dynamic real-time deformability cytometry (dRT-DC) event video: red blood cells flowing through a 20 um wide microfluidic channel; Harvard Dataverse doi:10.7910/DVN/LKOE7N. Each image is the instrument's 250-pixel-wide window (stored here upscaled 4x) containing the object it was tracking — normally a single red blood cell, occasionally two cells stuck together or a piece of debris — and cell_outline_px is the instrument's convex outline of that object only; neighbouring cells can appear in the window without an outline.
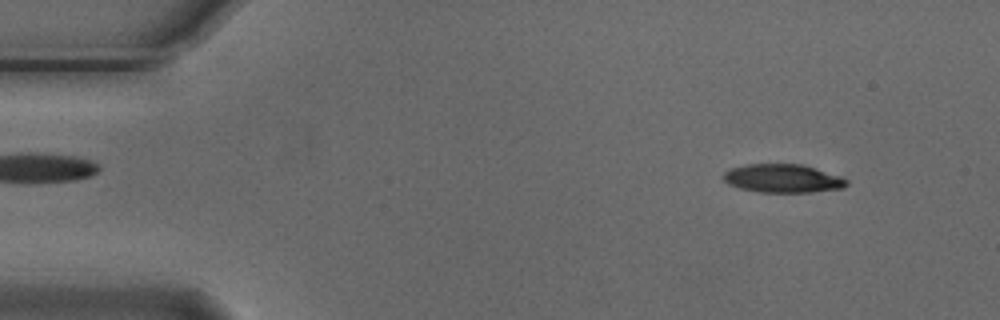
{"species": "Egyptian fruit bat (a non-hibernating species)", "species_latin": "Rousettus aegyptiacus", "temperature_condition": "cold", "stored_images_in_passage": 3, "camera_frame_rate_fps": 3000, "um_per_image_px": 0.085, "animal": {"sex": "male"}, "frame": {"image": 1, "passage_image": 1, "time_ms": 0.0, "image_size_px": [1000, 320], "cell_outline_px": [[848, 184], [844, 188], [812, 192], [756, 192], [740, 188], [728, 184], [724, 180], [724, 172], [732, 168], [744, 164], [800, 164], [840, 176], [848, 180]], "centroid_in_image_um": [66.53, 15.17], "position_along_channel_um": 18.5, "area_um2": 20.35}}
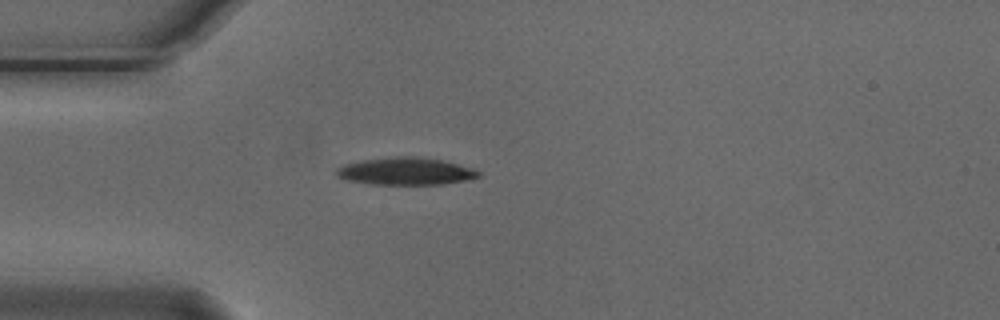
{"frame": {"image": 2, "passage_image": 3, "time_ms": 0.667, "image_size_px": [1000, 320], "cell_outline_px": [[480, 176], [464, 180], [440, 184], [372, 184], [348, 180], [336, 176], [336, 168], [344, 164], [364, 160], [396, 156], [416, 156], [444, 160], [472, 168], [480, 172]], "centroid_in_image_um": [34.46, 14.54], "position_along_channel_um": 50.5, "area_um2": 22.48}}